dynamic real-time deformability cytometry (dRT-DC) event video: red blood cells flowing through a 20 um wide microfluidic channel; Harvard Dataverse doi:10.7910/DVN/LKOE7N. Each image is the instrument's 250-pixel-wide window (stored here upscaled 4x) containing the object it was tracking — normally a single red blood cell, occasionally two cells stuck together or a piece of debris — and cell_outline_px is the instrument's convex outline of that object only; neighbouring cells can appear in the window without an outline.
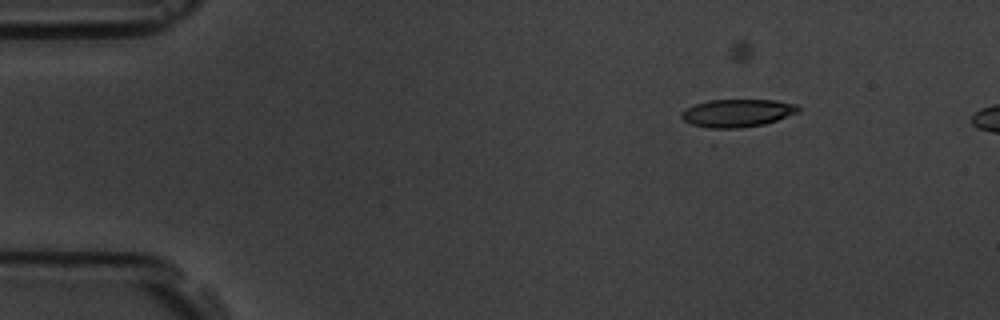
{"species": "common noctule bat (a hibernating species)", "species_latin": "Nyctalus noctula", "temperature_condition": "room temperature", "stored_images_in_passage": 6, "camera_frame_rate_fps": 3000, "um_per_image_px": 0.085, "animal": {"sex": "male", "body_mass_g": 19.5, "forearm_length_mm": 54.6}, "frame": {"image": 1, "passage_image": 2, "time_ms": 0.333, "image_size_px": [1000, 320], "cell_outline_px": [[800, 112], [764, 124], [720, 132], [716, 132], [692, 124], [684, 120], [680, 116], [680, 112], [696, 104], [708, 100], [776, 100], [796, 104], [800, 108]], "centroid_in_image_um": [62.64, 9.65], "position_along_channel_um": 22.4, "area_um2": 19.59}}
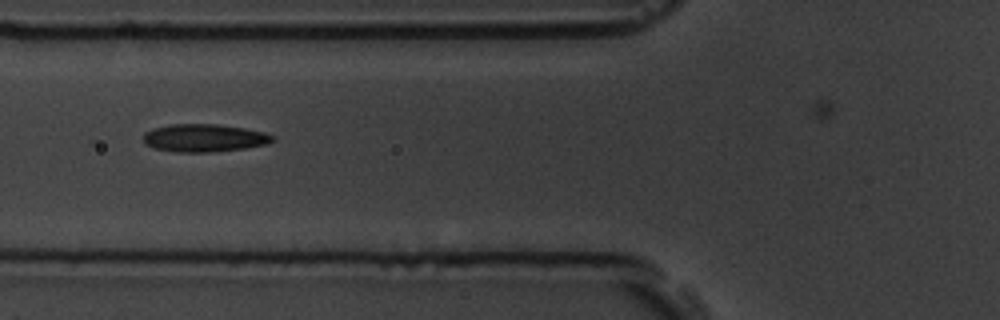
{"frame": {"image": 2, "passage_image": 6, "time_ms": 1.667, "image_size_px": [1000, 320], "cell_outline_px": [[276, 140], [268, 144], [244, 148], [212, 152], [176, 152], [156, 148], [144, 144], [144, 132], [152, 128], [168, 124], [216, 124], [244, 128], [264, 132], [276, 136]], "centroid_in_image_um": [17.37, 11.72], "position_along_channel_um": 108.4, "area_um2": 21.1}}